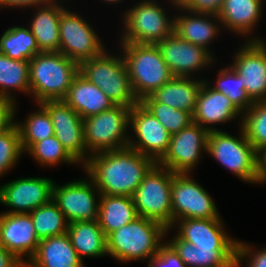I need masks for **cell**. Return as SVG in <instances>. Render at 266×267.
<instances>
[{
    "instance_id": "cell-1",
    "label": "cell",
    "mask_w": 266,
    "mask_h": 267,
    "mask_svg": "<svg viewBox=\"0 0 266 267\" xmlns=\"http://www.w3.org/2000/svg\"><path fill=\"white\" fill-rule=\"evenodd\" d=\"M92 156V157H91ZM83 168L100 194L132 197L156 164L130 147L91 154Z\"/></svg>"
},
{
    "instance_id": "cell-2",
    "label": "cell",
    "mask_w": 266,
    "mask_h": 267,
    "mask_svg": "<svg viewBox=\"0 0 266 267\" xmlns=\"http://www.w3.org/2000/svg\"><path fill=\"white\" fill-rule=\"evenodd\" d=\"M79 64L60 52H39L29 60L30 93L36 101L63 100Z\"/></svg>"
},
{
    "instance_id": "cell-3",
    "label": "cell",
    "mask_w": 266,
    "mask_h": 267,
    "mask_svg": "<svg viewBox=\"0 0 266 267\" xmlns=\"http://www.w3.org/2000/svg\"><path fill=\"white\" fill-rule=\"evenodd\" d=\"M169 229L155 220L138 216L107 236V254L121 262L151 259L163 245L160 242Z\"/></svg>"
},
{
    "instance_id": "cell-4",
    "label": "cell",
    "mask_w": 266,
    "mask_h": 267,
    "mask_svg": "<svg viewBox=\"0 0 266 267\" xmlns=\"http://www.w3.org/2000/svg\"><path fill=\"white\" fill-rule=\"evenodd\" d=\"M121 44L125 54L122 56L138 101L150 96L174 77L157 44Z\"/></svg>"
},
{
    "instance_id": "cell-5",
    "label": "cell",
    "mask_w": 266,
    "mask_h": 267,
    "mask_svg": "<svg viewBox=\"0 0 266 267\" xmlns=\"http://www.w3.org/2000/svg\"><path fill=\"white\" fill-rule=\"evenodd\" d=\"M79 72L99 87L115 105L132 108L139 103L123 56H110L104 51L97 57L83 61L79 65Z\"/></svg>"
},
{
    "instance_id": "cell-6",
    "label": "cell",
    "mask_w": 266,
    "mask_h": 267,
    "mask_svg": "<svg viewBox=\"0 0 266 267\" xmlns=\"http://www.w3.org/2000/svg\"><path fill=\"white\" fill-rule=\"evenodd\" d=\"M240 129V139L218 129L209 131L207 152L241 180L258 183L259 153Z\"/></svg>"
},
{
    "instance_id": "cell-7",
    "label": "cell",
    "mask_w": 266,
    "mask_h": 267,
    "mask_svg": "<svg viewBox=\"0 0 266 267\" xmlns=\"http://www.w3.org/2000/svg\"><path fill=\"white\" fill-rule=\"evenodd\" d=\"M174 173L157 163L144 176L132 198L137 215L172 228L171 185Z\"/></svg>"
},
{
    "instance_id": "cell-8",
    "label": "cell",
    "mask_w": 266,
    "mask_h": 267,
    "mask_svg": "<svg viewBox=\"0 0 266 267\" xmlns=\"http://www.w3.org/2000/svg\"><path fill=\"white\" fill-rule=\"evenodd\" d=\"M130 107L115 105L83 119L84 141L89 153L112 151L128 147L125 133L129 125Z\"/></svg>"
},
{
    "instance_id": "cell-9",
    "label": "cell",
    "mask_w": 266,
    "mask_h": 267,
    "mask_svg": "<svg viewBox=\"0 0 266 267\" xmlns=\"http://www.w3.org/2000/svg\"><path fill=\"white\" fill-rule=\"evenodd\" d=\"M161 5L153 0L139 2L124 15L125 33L122 41L128 43L157 44L168 37L174 20H168Z\"/></svg>"
},
{
    "instance_id": "cell-10",
    "label": "cell",
    "mask_w": 266,
    "mask_h": 267,
    "mask_svg": "<svg viewBox=\"0 0 266 267\" xmlns=\"http://www.w3.org/2000/svg\"><path fill=\"white\" fill-rule=\"evenodd\" d=\"M171 196L172 226L180 219L220 218L212 198L189 173H174Z\"/></svg>"
},
{
    "instance_id": "cell-11",
    "label": "cell",
    "mask_w": 266,
    "mask_h": 267,
    "mask_svg": "<svg viewBox=\"0 0 266 267\" xmlns=\"http://www.w3.org/2000/svg\"><path fill=\"white\" fill-rule=\"evenodd\" d=\"M59 37V52L79 65L105 51L92 27L79 15L66 9L60 16Z\"/></svg>"
},
{
    "instance_id": "cell-12",
    "label": "cell",
    "mask_w": 266,
    "mask_h": 267,
    "mask_svg": "<svg viewBox=\"0 0 266 267\" xmlns=\"http://www.w3.org/2000/svg\"><path fill=\"white\" fill-rule=\"evenodd\" d=\"M208 134V129L191 122L171 135L168 151L157 164L173 173H189L201 157L202 149L207 152Z\"/></svg>"
},
{
    "instance_id": "cell-13",
    "label": "cell",
    "mask_w": 266,
    "mask_h": 267,
    "mask_svg": "<svg viewBox=\"0 0 266 267\" xmlns=\"http://www.w3.org/2000/svg\"><path fill=\"white\" fill-rule=\"evenodd\" d=\"M130 126L138 140L129 139L128 147L158 163L168 151L171 134L140 102L130 110Z\"/></svg>"
},
{
    "instance_id": "cell-14",
    "label": "cell",
    "mask_w": 266,
    "mask_h": 267,
    "mask_svg": "<svg viewBox=\"0 0 266 267\" xmlns=\"http://www.w3.org/2000/svg\"><path fill=\"white\" fill-rule=\"evenodd\" d=\"M40 104L51 117L56 138L77 162L84 165L88 151L84 141L83 118L64 100H48Z\"/></svg>"
},
{
    "instance_id": "cell-15",
    "label": "cell",
    "mask_w": 266,
    "mask_h": 267,
    "mask_svg": "<svg viewBox=\"0 0 266 267\" xmlns=\"http://www.w3.org/2000/svg\"><path fill=\"white\" fill-rule=\"evenodd\" d=\"M89 181H74L60 187L54 182L52 200L68 223L98 219L99 202L94 194L98 189L91 179Z\"/></svg>"
},
{
    "instance_id": "cell-16",
    "label": "cell",
    "mask_w": 266,
    "mask_h": 267,
    "mask_svg": "<svg viewBox=\"0 0 266 267\" xmlns=\"http://www.w3.org/2000/svg\"><path fill=\"white\" fill-rule=\"evenodd\" d=\"M234 56L232 68L241 76L246 93L253 102L266 101V43L251 39Z\"/></svg>"
},
{
    "instance_id": "cell-17",
    "label": "cell",
    "mask_w": 266,
    "mask_h": 267,
    "mask_svg": "<svg viewBox=\"0 0 266 267\" xmlns=\"http://www.w3.org/2000/svg\"><path fill=\"white\" fill-rule=\"evenodd\" d=\"M54 182L49 178H21L0 187V203L14 208L5 213L29 214L49 203L53 197Z\"/></svg>"
},
{
    "instance_id": "cell-18",
    "label": "cell",
    "mask_w": 266,
    "mask_h": 267,
    "mask_svg": "<svg viewBox=\"0 0 266 267\" xmlns=\"http://www.w3.org/2000/svg\"><path fill=\"white\" fill-rule=\"evenodd\" d=\"M157 46L174 77H189L191 73L210 66L214 60L204 47L183 40L174 32Z\"/></svg>"
},
{
    "instance_id": "cell-19",
    "label": "cell",
    "mask_w": 266,
    "mask_h": 267,
    "mask_svg": "<svg viewBox=\"0 0 266 267\" xmlns=\"http://www.w3.org/2000/svg\"><path fill=\"white\" fill-rule=\"evenodd\" d=\"M39 243L30 214H0V244L22 262L26 264L23 256L28 255V260L34 256Z\"/></svg>"
},
{
    "instance_id": "cell-20",
    "label": "cell",
    "mask_w": 266,
    "mask_h": 267,
    "mask_svg": "<svg viewBox=\"0 0 266 267\" xmlns=\"http://www.w3.org/2000/svg\"><path fill=\"white\" fill-rule=\"evenodd\" d=\"M178 236L195 248H236L237 240L223 229L221 218L180 219Z\"/></svg>"
},
{
    "instance_id": "cell-21",
    "label": "cell",
    "mask_w": 266,
    "mask_h": 267,
    "mask_svg": "<svg viewBox=\"0 0 266 267\" xmlns=\"http://www.w3.org/2000/svg\"><path fill=\"white\" fill-rule=\"evenodd\" d=\"M209 87L208 83L204 80L198 94L195 111L192 115V122L212 131L216 129L204 125L231 121L241 112L227 96Z\"/></svg>"
},
{
    "instance_id": "cell-22",
    "label": "cell",
    "mask_w": 266,
    "mask_h": 267,
    "mask_svg": "<svg viewBox=\"0 0 266 267\" xmlns=\"http://www.w3.org/2000/svg\"><path fill=\"white\" fill-rule=\"evenodd\" d=\"M83 119L111 109L115 104L80 72L63 99Z\"/></svg>"
},
{
    "instance_id": "cell-23",
    "label": "cell",
    "mask_w": 266,
    "mask_h": 267,
    "mask_svg": "<svg viewBox=\"0 0 266 267\" xmlns=\"http://www.w3.org/2000/svg\"><path fill=\"white\" fill-rule=\"evenodd\" d=\"M29 262V263H28ZM26 267H83L67 233L40 240Z\"/></svg>"
},
{
    "instance_id": "cell-24",
    "label": "cell",
    "mask_w": 266,
    "mask_h": 267,
    "mask_svg": "<svg viewBox=\"0 0 266 267\" xmlns=\"http://www.w3.org/2000/svg\"><path fill=\"white\" fill-rule=\"evenodd\" d=\"M203 82L190 77H173L151 96L157 102L188 112L192 116Z\"/></svg>"
},
{
    "instance_id": "cell-25",
    "label": "cell",
    "mask_w": 266,
    "mask_h": 267,
    "mask_svg": "<svg viewBox=\"0 0 266 267\" xmlns=\"http://www.w3.org/2000/svg\"><path fill=\"white\" fill-rule=\"evenodd\" d=\"M263 0H224L217 13L219 22L238 34L252 32L259 21Z\"/></svg>"
},
{
    "instance_id": "cell-26",
    "label": "cell",
    "mask_w": 266,
    "mask_h": 267,
    "mask_svg": "<svg viewBox=\"0 0 266 267\" xmlns=\"http://www.w3.org/2000/svg\"><path fill=\"white\" fill-rule=\"evenodd\" d=\"M38 12L35 13L30 31L34 35L40 52H59V21L62 12L65 10L56 3H47V5L38 6Z\"/></svg>"
},
{
    "instance_id": "cell-27",
    "label": "cell",
    "mask_w": 266,
    "mask_h": 267,
    "mask_svg": "<svg viewBox=\"0 0 266 267\" xmlns=\"http://www.w3.org/2000/svg\"><path fill=\"white\" fill-rule=\"evenodd\" d=\"M98 195L100 200L97 221L106 236L138 217L132 197Z\"/></svg>"
},
{
    "instance_id": "cell-28",
    "label": "cell",
    "mask_w": 266,
    "mask_h": 267,
    "mask_svg": "<svg viewBox=\"0 0 266 267\" xmlns=\"http://www.w3.org/2000/svg\"><path fill=\"white\" fill-rule=\"evenodd\" d=\"M167 243L190 267H223L236 257V248H195L178 235Z\"/></svg>"
},
{
    "instance_id": "cell-29",
    "label": "cell",
    "mask_w": 266,
    "mask_h": 267,
    "mask_svg": "<svg viewBox=\"0 0 266 267\" xmlns=\"http://www.w3.org/2000/svg\"><path fill=\"white\" fill-rule=\"evenodd\" d=\"M67 234L81 260L83 255L90 257L107 255V236L97 220L71 222Z\"/></svg>"
},
{
    "instance_id": "cell-30",
    "label": "cell",
    "mask_w": 266,
    "mask_h": 267,
    "mask_svg": "<svg viewBox=\"0 0 266 267\" xmlns=\"http://www.w3.org/2000/svg\"><path fill=\"white\" fill-rule=\"evenodd\" d=\"M192 16L189 14L186 16L180 15L174 17L173 32L176 33L183 40L191 42L194 45L204 47L209 51L208 45L210 41L219 32L218 23H212L210 18L219 20L217 14L192 12ZM210 16V18L208 17ZM208 18V19H207ZM218 25V27H217Z\"/></svg>"
},
{
    "instance_id": "cell-31",
    "label": "cell",
    "mask_w": 266,
    "mask_h": 267,
    "mask_svg": "<svg viewBox=\"0 0 266 267\" xmlns=\"http://www.w3.org/2000/svg\"><path fill=\"white\" fill-rule=\"evenodd\" d=\"M11 88L30 93L29 60H14L0 53V99L14 105Z\"/></svg>"
},
{
    "instance_id": "cell-32",
    "label": "cell",
    "mask_w": 266,
    "mask_h": 267,
    "mask_svg": "<svg viewBox=\"0 0 266 267\" xmlns=\"http://www.w3.org/2000/svg\"><path fill=\"white\" fill-rule=\"evenodd\" d=\"M36 39L29 28L11 27L0 38V53L14 60H30L38 54Z\"/></svg>"
},
{
    "instance_id": "cell-33",
    "label": "cell",
    "mask_w": 266,
    "mask_h": 267,
    "mask_svg": "<svg viewBox=\"0 0 266 267\" xmlns=\"http://www.w3.org/2000/svg\"><path fill=\"white\" fill-rule=\"evenodd\" d=\"M29 214L39 240L67 233L69 223L53 200Z\"/></svg>"
},
{
    "instance_id": "cell-34",
    "label": "cell",
    "mask_w": 266,
    "mask_h": 267,
    "mask_svg": "<svg viewBox=\"0 0 266 267\" xmlns=\"http://www.w3.org/2000/svg\"><path fill=\"white\" fill-rule=\"evenodd\" d=\"M40 109L33 112L23 123H16L20 132L21 146L27 151L34 143L54 135L51 117L48 111L39 104Z\"/></svg>"
},
{
    "instance_id": "cell-35",
    "label": "cell",
    "mask_w": 266,
    "mask_h": 267,
    "mask_svg": "<svg viewBox=\"0 0 266 267\" xmlns=\"http://www.w3.org/2000/svg\"><path fill=\"white\" fill-rule=\"evenodd\" d=\"M242 115L241 128L258 153L266 149V101L254 102Z\"/></svg>"
},
{
    "instance_id": "cell-36",
    "label": "cell",
    "mask_w": 266,
    "mask_h": 267,
    "mask_svg": "<svg viewBox=\"0 0 266 267\" xmlns=\"http://www.w3.org/2000/svg\"><path fill=\"white\" fill-rule=\"evenodd\" d=\"M218 76L212 89L227 96L241 113L246 112L254 102L246 93L241 76L236 73L232 65L220 70Z\"/></svg>"
},
{
    "instance_id": "cell-37",
    "label": "cell",
    "mask_w": 266,
    "mask_h": 267,
    "mask_svg": "<svg viewBox=\"0 0 266 267\" xmlns=\"http://www.w3.org/2000/svg\"><path fill=\"white\" fill-rule=\"evenodd\" d=\"M139 102L159 120L171 135L178 133L192 122V116L188 112L157 102L151 95Z\"/></svg>"
},
{
    "instance_id": "cell-38",
    "label": "cell",
    "mask_w": 266,
    "mask_h": 267,
    "mask_svg": "<svg viewBox=\"0 0 266 267\" xmlns=\"http://www.w3.org/2000/svg\"><path fill=\"white\" fill-rule=\"evenodd\" d=\"M27 152L33 156L37 162L53 166L61 162L70 164L78 163L64 148L55 135L34 143Z\"/></svg>"
},
{
    "instance_id": "cell-39",
    "label": "cell",
    "mask_w": 266,
    "mask_h": 267,
    "mask_svg": "<svg viewBox=\"0 0 266 267\" xmlns=\"http://www.w3.org/2000/svg\"><path fill=\"white\" fill-rule=\"evenodd\" d=\"M22 153L20 132L13 121L0 133V177L15 165Z\"/></svg>"
},
{
    "instance_id": "cell-40",
    "label": "cell",
    "mask_w": 266,
    "mask_h": 267,
    "mask_svg": "<svg viewBox=\"0 0 266 267\" xmlns=\"http://www.w3.org/2000/svg\"><path fill=\"white\" fill-rule=\"evenodd\" d=\"M182 11L217 14L224 0H171Z\"/></svg>"
},
{
    "instance_id": "cell-41",
    "label": "cell",
    "mask_w": 266,
    "mask_h": 267,
    "mask_svg": "<svg viewBox=\"0 0 266 267\" xmlns=\"http://www.w3.org/2000/svg\"><path fill=\"white\" fill-rule=\"evenodd\" d=\"M149 267H187L176 251L166 242L149 261Z\"/></svg>"
},
{
    "instance_id": "cell-42",
    "label": "cell",
    "mask_w": 266,
    "mask_h": 267,
    "mask_svg": "<svg viewBox=\"0 0 266 267\" xmlns=\"http://www.w3.org/2000/svg\"><path fill=\"white\" fill-rule=\"evenodd\" d=\"M250 256V258H249ZM236 257L241 263L243 258L249 260L248 267H266V248L258 251H252L246 243L237 241Z\"/></svg>"
},
{
    "instance_id": "cell-43",
    "label": "cell",
    "mask_w": 266,
    "mask_h": 267,
    "mask_svg": "<svg viewBox=\"0 0 266 267\" xmlns=\"http://www.w3.org/2000/svg\"><path fill=\"white\" fill-rule=\"evenodd\" d=\"M15 110V104L0 99V133L14 121Z\"/></svg>"
},
{
    "instance_id": "cell-44",
    "label": "cell",
    "mask_w": 266,
    "mask_h": 267,
    "mask_svg": "<svg viewBox=\"0 0 266 267\" xmlns=\"http://www.w3.org/2000/svg\"><path fill=\"white\" fill-rule=\"evenodd\" d=\"M0 267H26V264L0 244Z\"/></svg>"
},
{
    "instance_id": "cell-45",
    "label": "cell",
    "mask_w": 266,
    "mask_h": 267,
    "mask_svg": "<svg viewBox=\"0 0 266 267\" xmlns=\"http://www.w3.org/2000/svg\"><path fill=\"white\" fill-rule=\"evenodd\" d=\"M47 3V0H0V7H36V5L40 6V4L43 5Z\"/></svg>"
},
{
    "instance_id": "cell-46",
    "label": "cell",
    "mask_w": 266,
    "mask_h": 267,
    "mask_svg": "<svg viewBox=\"0 0 266 267\" xmlns=\"http://www.w3.org/2000/svg\"><path fill=\"white\" fill-rule=\"evenodd\" d=\"M266 181V149L259 153V175L258 183Z\"/></svg>"
},
{
    "instance_id": "cell-47",
    "label": "cell",
    "mask_w": 266,
    "mask_h": 267,
    "mask_svg": "<svg viewBox=\"0 0 266 267\" xmlns=\"http://www.w3.org/2000/svg\"><path fill=\"white\" fill-rule=\"evenodd\" d=\"M223 267H234V259H232L228 264Z\"/></svg>"
},
{
    "instance_id": "cell-48",
    "label": "cell",
    "mask_w": 266,
    "mask_h": 267,
    "mask_svg": "<svg viewBox=\"0 0 266 267\" xmlns=\"http://www.w3.org/2000/svg\"><path fill=\"white\" fill-rule=\"evenodd\" d=\"M240 266V262L237 259V257L234 258V267H239Z\"/></svg>"
},
{
    "instance_id": "cell-49",
    "label": "cell",
    "mask_w": 266,
    "mask_h": 267,
    "mask_svg": "<svg viewBox=\"0 0 266 267\" xmlns=\"http://www.w3.org/2000/svg\"><path fill=\"white\" fill-rule=\"evenodd\" d=\"M105 1L108 2V3H111V2H112V3H113V2H114V3H117V2H120L121 0H105Z\"/></svg>"
},
{
    "instance_id": "cell-50",
    "label": "cell",
    "mask_w": 266,
    "mask_h": 267,
    "mask_svg": "<svg viewBox=\"0 0 266 267\" xmlns=\"http://www.w3.org/2000/svg\"><path fill=\"white\" fill-rule=\"evenodd\" d=\"M48 1V3H53L54 2V0H47Z\"/></svg>"
}]
</instances>
